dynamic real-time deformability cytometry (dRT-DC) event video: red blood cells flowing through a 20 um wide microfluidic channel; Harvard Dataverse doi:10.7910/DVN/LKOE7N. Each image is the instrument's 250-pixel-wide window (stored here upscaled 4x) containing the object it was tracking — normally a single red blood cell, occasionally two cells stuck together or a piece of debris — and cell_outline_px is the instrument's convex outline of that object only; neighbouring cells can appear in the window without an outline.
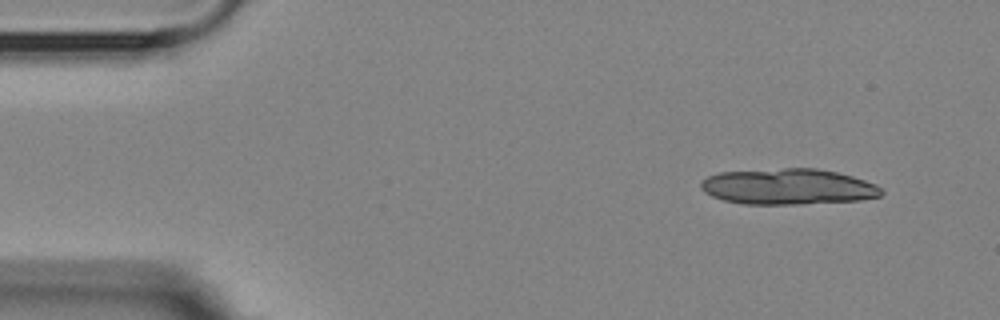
{"species": "Egyptian fruit bat (a non-hibernating species)", "species_latin": "Rousettus aegyptiacus", "temperature_condition": "room temperature", "stored_images_in_passage": 5, "segment_of_instrument_passage": [1, 2], "camera_frame_rate_fps": 3000, "um_per_image_px": 0.085, "animal": {"sex": "female"}, "frame": {"image": 1, "passage_image": 1, "time_ms": 0.0, "image_size_px": [1000, 320], "cell_outline_px": [[884, 192], [880, 196], [860, 200], [796, 204], [744, 204], [724, 200], [712, 196], [704, 192], [700, 188], [700, 180], [708, 176], [720, 172], [784, 168], [816, 168], [836, 172], [852, 176], [876, 184]], "centroid_in_image_um": [66.96, 15.86], "position_along_channel_um": 18.0, "area_um2": 37.74}}